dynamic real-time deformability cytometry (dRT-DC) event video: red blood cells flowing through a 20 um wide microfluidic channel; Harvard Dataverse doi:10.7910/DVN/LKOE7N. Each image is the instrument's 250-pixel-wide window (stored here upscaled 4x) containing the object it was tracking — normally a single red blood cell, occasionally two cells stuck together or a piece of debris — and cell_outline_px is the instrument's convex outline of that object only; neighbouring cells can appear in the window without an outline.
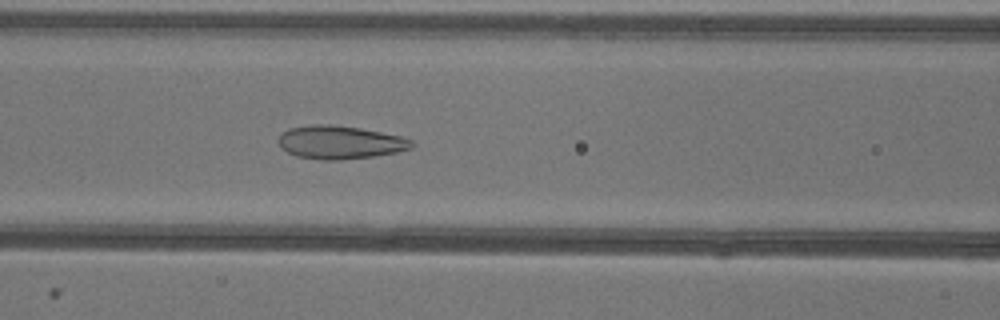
{"species": "common noctule bat (a hibernating species)", "species_latin": "Nyctalus noctula", "temperature_condition": "warm", "stored_images_in_passage": 51, "camera_frame_rate_fps": 3000, "um_per_image_px": 0.085, "animal": {"sex": "female"}, "frame": {"image": 1, "passage_image": 21, "time_ms": 6.667, "image_size_px": [1000, 320], "cell_outline_px": [[412, 148], [396, 152], [376, 156], [340, 160], [320, 160], [296, 156], [280, 148], [276, 140], [288, 128], [312, 124], [332, 124], [360, 128], [400, 136], [412, 140]], "centroid_in_image_um": [28.85, 12.1], "position_along_channel_um": 137.7, "area_um2": 25.95}}
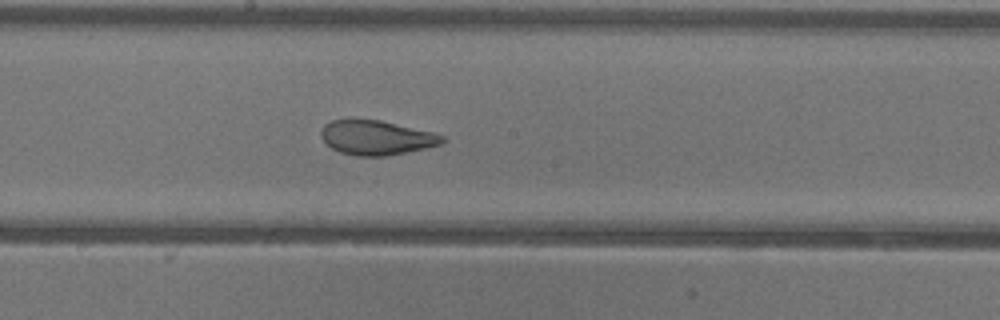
{"frame": {"image": 2, "passage_image": 27, "time_ms": 8.667, "image_size_px": [1000, 320], "cell_outline_px": [[444, 140], [440, 144], [424, 148], [388, 156], [356, 156], [340, 152], [332, 148], [320, 136], [320, 132], [324, 124], [332, 120], [380, 120], [432, 132], [444, 136]], "centroid_in_image_um": [31.97, 11.7], "position_along_channel_um": 216.2, "area_um2": 24.04}}
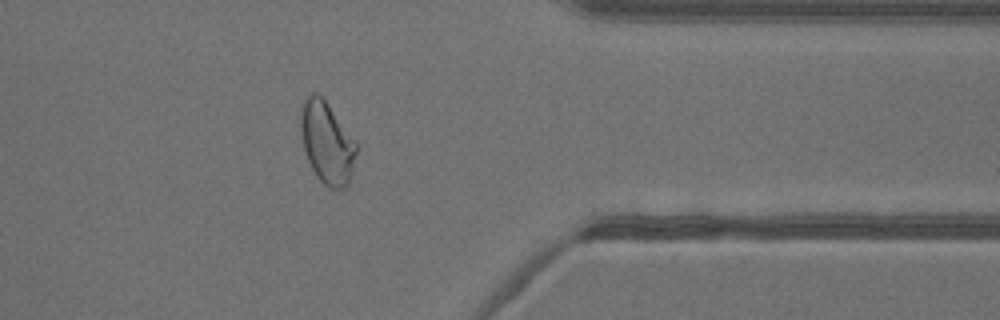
{"frame": {"image": 3, "passage_image": 41, "time_ms": 13.333, "image_size_px": [1000, 320], "cell_outline_px": [[356, 152], [352, 176], [348, 184], [344, 188], [328, 188], [320, 180], [312, 168], [308, 160], [304, 148], [300, 132], [300, 112], [304, 100], [312, 92], [316, 92], [324, 100], [356, 140]], "centroid_in_image_um": [27.79, 12.14], "position_along_channel_um": 383.6, "area_um2": 26.41}, "authors_computed_cell_mechanics": {"area_um2": 27.5128, "velocity_mm_per_s": 3.9354, "shape_relaxation_time_tau1_ms": 7.7558, "shape_relaxation_time_tau2_ms": 1.0338, "deformation_change_tau1": 0.2009, "deformation_change_tau2": 0.0824}}